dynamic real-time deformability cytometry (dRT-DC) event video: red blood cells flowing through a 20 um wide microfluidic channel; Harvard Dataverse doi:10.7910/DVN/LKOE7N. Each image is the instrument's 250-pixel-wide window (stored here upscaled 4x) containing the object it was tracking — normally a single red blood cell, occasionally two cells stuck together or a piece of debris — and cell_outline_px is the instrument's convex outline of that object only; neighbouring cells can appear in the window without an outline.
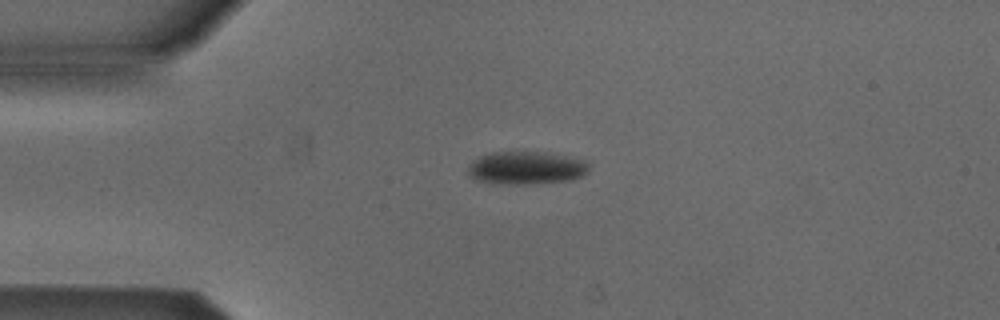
{"species": "Egyptian fruit bat (a non-hibernating species)", "species_latin": "Rousettus aegyptiacus", "temperature_condition": "cold", "stored_images_in_passage": 41, "camera_frame_rate_fps": 3000, "um_per_image_px": 0.085, "animal": {"sex": "male"}, "frame": {"image": 1, "passage_image": 1, "time_ms": 0.0, "image_size_px": [1000, 320], "cell_outline_px": [[588, 172], [584, 176], [572, 180], [524, 184], [492, 184], [476, 180], [468, 176], [468, 164], [480, 156], [492, 152], [548, 152], [584, 160], [588, 164]], "centroid_in_image_um": [44.7, 14.28], "position_along_channel_um": 40.3, "area_um2": 23.47}}
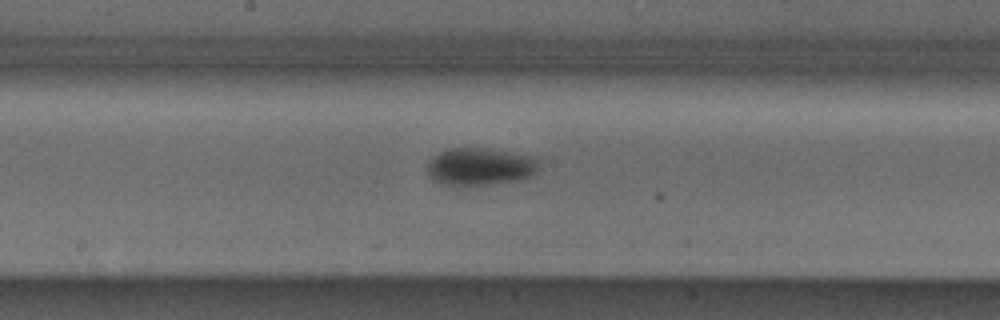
{"frame": {"image": 2, "passage_image": 16, "time_ms": 5.0, "image_size_px": [1000, 320], "cell_outline_px": [[540, 168], [532, 176], [520, 180], [492, 184], [444, 184], [436, 180], [428, 172], [428, 160], [440, 152], [448, 148], [488, 148], [536, 156], [540, 160]], "centroid_in_image_um": [40.91, 14.13], "position_along_channel_um": 207.3, "area_um2": 24.45}}
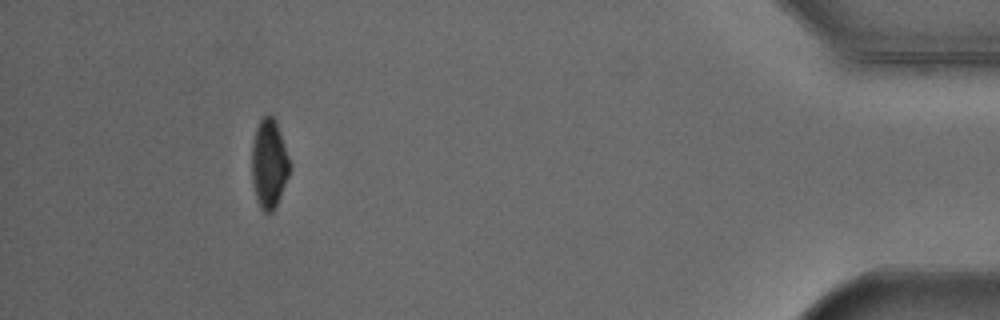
{"frame": {"image": 3, "passage_image": 37, "time_ms": 12.0, "image_size_px": [1000, 320], "cell_outline_px": [[292, 168], [276, 208], [272, 212], [264, 212], [260, 208], [256, 196], [252, 180], [252, 144], [256, 128], [260, 120], [268, 112], [276, 120], [292, 164]], "centroid_in_image_um": [22.9, 13.91], "position_along_channel_um": 412.3, "area_um2": 20.06}, "authors_computed_cell_mechanics": {"area_um2": 23.8714, "velocity_mm_per_s": 3.8649, "shape_relaxation_time_tau1_ms": 3.875, "shape_relaxation_time_tau2_ms": null, "deformation_change_tau1": 0.0702, "deformation_change_tau2": null}}